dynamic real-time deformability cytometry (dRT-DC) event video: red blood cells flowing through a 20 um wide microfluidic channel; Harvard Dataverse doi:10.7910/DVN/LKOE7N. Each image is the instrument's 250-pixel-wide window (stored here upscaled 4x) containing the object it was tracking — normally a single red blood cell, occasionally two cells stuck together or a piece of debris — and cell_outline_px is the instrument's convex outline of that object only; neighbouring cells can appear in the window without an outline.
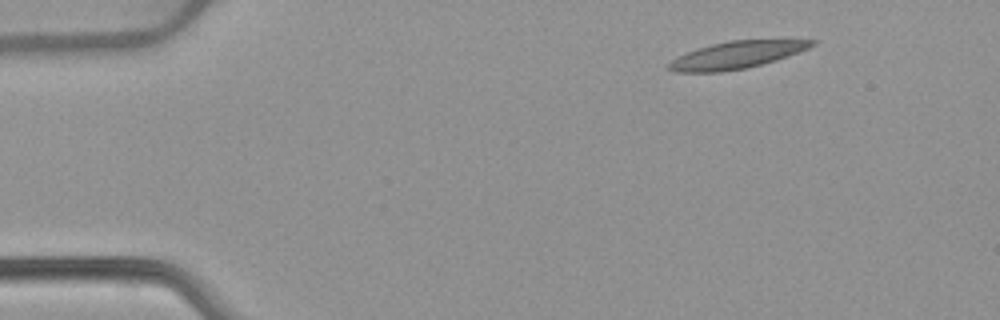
{"species": "common noctule bat (a hibernating species)", "species_latin": "Nyctalus noctula", "temperature_condition": "warm", "stored_images_in_passage": 5, "camera_frame_rate_fps": 3000, "um_per_image_px": 0.085, "animal": {"sex": "female", "body_mass_g": 22.7, "forearm_length_mm": 54.2}, "frame": {"image": 1, "passage_image": 2, "time_ms": 1.333, "image_size_px": [1000, 320], "cell_outline_px": [[816, 44], [808, 48], [776, 60], [744, 68], [720, 72], [676, 72], [664, 68], [672, 60], [696, 48], [728, 40], [816, 40]], "centroid_in_image_um": [62.56, 4.67], "position_along_channel_um": 22.4, "area_um2": 22.37}}
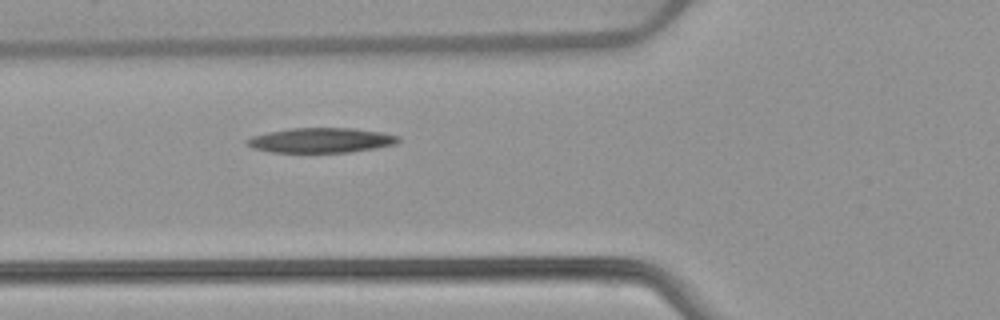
{"frame": {"image": 2, "passage_image": 5, "time_ms": 5.667, "image_size_px": [1000, 320], "cell_outline_px": [[400, 140], [396, 144], [376, 148], [348, 152], [268, 152], [252, 148], [244, 140], [252, 136], [268, 132], [292, 128], [352, 128], [380, 132], [400, 136]], "centroid_in_image_um": [27.28, 11.92], "position_along_channel_um": 98.5, "area_um2": 21.91}}